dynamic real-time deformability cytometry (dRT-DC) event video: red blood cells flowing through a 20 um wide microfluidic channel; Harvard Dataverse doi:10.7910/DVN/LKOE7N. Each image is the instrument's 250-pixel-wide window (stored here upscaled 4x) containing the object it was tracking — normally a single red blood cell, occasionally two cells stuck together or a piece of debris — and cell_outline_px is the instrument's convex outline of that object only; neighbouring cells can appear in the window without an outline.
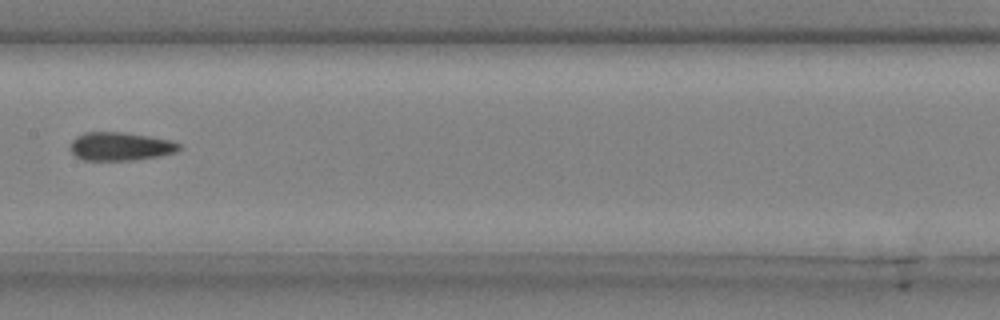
{"species": "common noctule bat (a hibernating species)", "species_latin": "Nyctalus noctula", "temperature_condition": "cold", "stored_images_in_passage": 4, "camera_frame_rate_fps": 3000, "um_per_image_px": 0.085, "animal": {"sex": "male", "body_mass_g": 20.4}, "frame": {"image": 1, "passage_image": 4, "time_ms": 1.0, "image_size_px": [1000, 320], "cell_outline_px": [[180, 148], [176, 152], [160, 156], [132, 160], [84, 160], [76, 156], [68, 148], [72, 140], [76, 136], [84, 132], [124, 132], [172, 140], [180, 144]], "centroid_in_image_um": [10.21, 12.44], "position_along_channel_um": 197.2, "area_um2": 18.09}}